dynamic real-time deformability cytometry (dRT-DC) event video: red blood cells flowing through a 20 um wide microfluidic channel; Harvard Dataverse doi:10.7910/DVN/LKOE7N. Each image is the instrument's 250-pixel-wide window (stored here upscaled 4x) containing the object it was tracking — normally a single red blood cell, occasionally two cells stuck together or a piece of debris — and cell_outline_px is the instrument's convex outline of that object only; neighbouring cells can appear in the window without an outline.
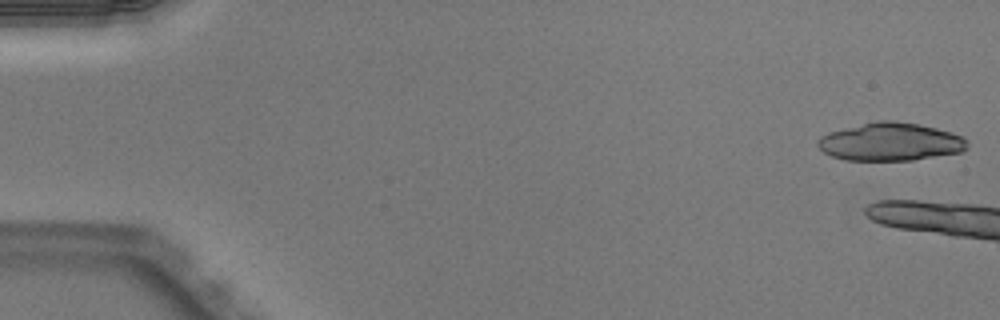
{"species": "Egyptian fruit bat (a non-hibernating species)", "species_latin": "Rousettus aegyptiacus", "temperature_condition": "warm", "stored_images_in_passage": 8, "camera_frame_rate_fps": 3000, "um_per_image_px": 0.085, "animal": {"sex": "male"}, "frame": {"image": 1, "passage_image": 1, "time_ms": 0.0, "image_size_px": [1000, 320], "cell_outline_px": [[968, 148], [960, 152], [912, 160], [844, 160], [832, 156], [824, 152], [816, 144], [816, 140], [820, 136], [828, 132], [876, 120], [896, 120], [920, 124], [952, 132], [964, 136], [968, 140]], "centroid_in_image_um": [75.69, 12.04], "position_along_channel_um": 9.3, "area_um2": 33.41}}